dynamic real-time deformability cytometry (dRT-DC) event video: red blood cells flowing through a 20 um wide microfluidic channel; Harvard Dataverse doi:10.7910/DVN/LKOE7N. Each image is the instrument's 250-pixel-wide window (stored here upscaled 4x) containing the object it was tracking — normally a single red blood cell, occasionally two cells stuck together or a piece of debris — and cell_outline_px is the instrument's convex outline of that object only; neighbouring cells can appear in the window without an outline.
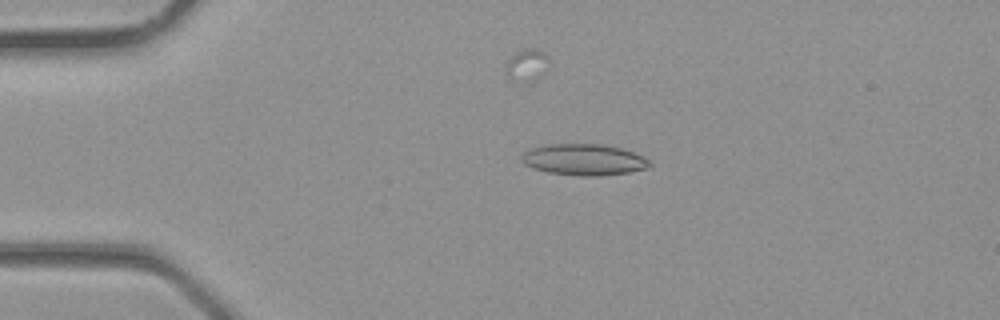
{"species": "common noctule bat (a hibernating species)", "species_latin": "Nyctalus noctula", "temperature_condition": "room temperature", "stored_images_in_passage": 4, "camera_frame_rate_fps": 3000, "um_per_image_px": 0.085, "animal": {"sex": "male", "body_mass_g": 23.1, "forearm_length_mm": 52.7}, "frame": {"image": 1, "passage_image": 2, "time_ms": 0.333, "image_size_px": [1000, 320], "cell_outline_px": [[652, 164], [648, 168], [628, 172], [600, 176], [580, 176], [548, 172], [524, 164], [520, 160], [520, 156], [524, 152], [532, 148], [548, 144], [600, 144], [620, 148], [644, 156]], "centroid_in_image_um": [49.63, 13.57], "position_along_channel_um": 35.4, "area_um2": 23.24}}